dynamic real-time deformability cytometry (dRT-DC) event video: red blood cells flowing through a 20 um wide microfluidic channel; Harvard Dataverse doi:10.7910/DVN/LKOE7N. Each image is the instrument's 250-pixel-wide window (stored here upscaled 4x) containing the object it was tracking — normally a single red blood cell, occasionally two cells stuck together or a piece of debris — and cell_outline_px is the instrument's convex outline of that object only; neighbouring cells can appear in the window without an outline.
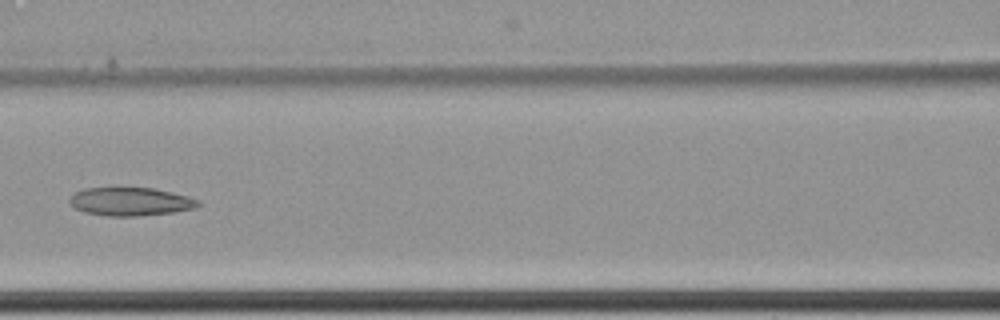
{"species": "common noctule bat (a hibernating species)", "species_latin": "Nyctalus noctula", "temperature_condition": "cold", "stored_images_in_passage": 11, "camera_frame_rate_fps": 3000, "um_per_image_px": 0.085, "animal": {"sex": "female", "body_mass_g": 22.7, "forearm_length_mm": 54.2}, "frame": {"image": 1, "passage_image": 8, "time_ms": 2.333, "image_size_px": [1000, 320], "cell_outline_px": [[200, 204], [196, 208], [172, 212], [136, 216], [108, 216], [84, 212], [76, 208], [68, 200], [76, 192], [84, 188], [152, 188], [172, 192], [188, 196], [200, 200]], "centroid_in_image_um": [11.12, 17.13], "position_along_channel_um": 155.5, "area_um2": 21.04}}
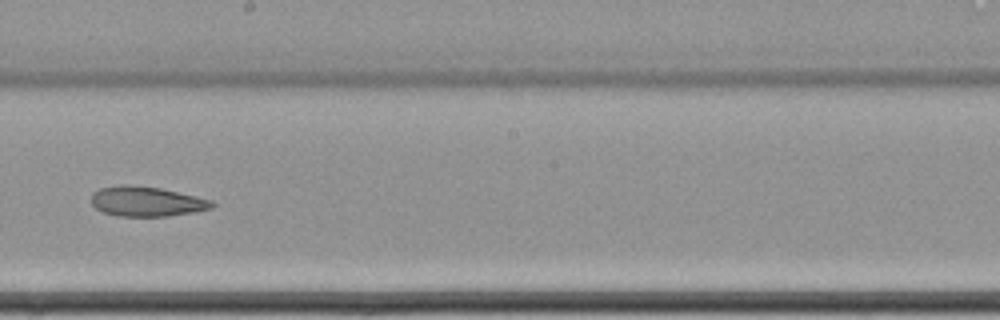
{"frame": {"image": 2, "passage_image": 10, "time_ms": 3.0, "image_size_px": [1000, 320], "cell_outline_px": [[216, 204], [212, 208], [196, 212], [168, 216], [116, 216], [104, 212], [96, 208], [92, 204], [92, 192], [100, 188], [120, 184], [128, 184], [160, 188], [196, 196], [212, 200]], "centroid_in_image_um": [12.47, 17.12], "position_along_channel_um": 235.7, "area_um2": 21.15}}
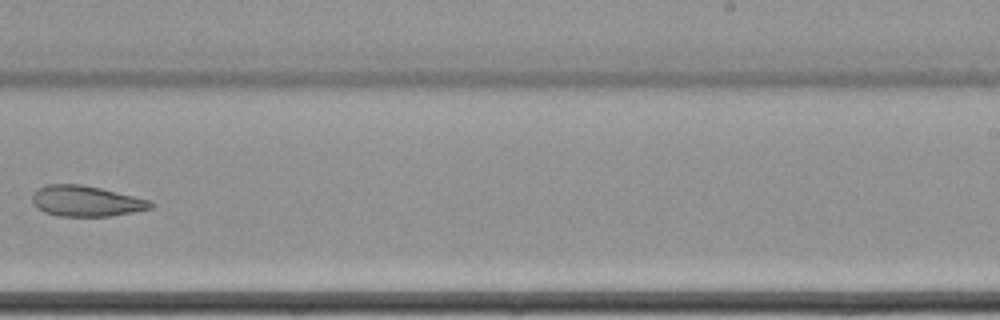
{"frame": {"image": 3, "passage_image": 11, "time_ms": 3.333, "image_size_px": [1000, 320], "cell_outline_px": [[156, 204], [152, 208], [112, 216], [60, 216], [44, 212], [36, 208], [32, 204], [32, 196], [40, 188], [48, 184], [80, 184], [100, 188], [152, 200]], "centroid_in_image_um": [7.35, 17.1], "position_along_channel_um": 281.7, "area_um2": 21.21}}